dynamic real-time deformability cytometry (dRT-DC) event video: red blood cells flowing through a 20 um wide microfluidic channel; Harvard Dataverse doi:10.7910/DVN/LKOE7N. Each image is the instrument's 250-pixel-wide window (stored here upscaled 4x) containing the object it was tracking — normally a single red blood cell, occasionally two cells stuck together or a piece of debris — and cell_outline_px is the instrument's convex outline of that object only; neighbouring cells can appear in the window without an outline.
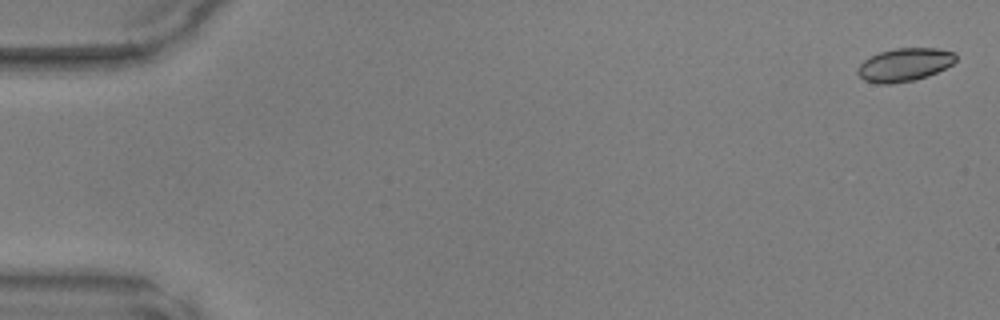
{"species": "common noctule bat (a hibernating species)", "species_latin": "Nyctalus noctula", "temperature_condition": "warm", "stored_images_in_passage": 48, "camera_frame_rate_fps": 3000, "um_per_image_px": 0.085, "animal": {"sex": "male", "body_mass_g": 17.9, "forearm_length_mm": 54.2}, "frame": {"image": 1, "passage_image": 2, "time_ms": 0.333, "image_size_px": [1000, 320], "cell_outline_px": [[956, 60], [952, 64], [928, 76], [916, 80], [892, 84], [876, 84], [864, 80], [856, 72], [856, 68], [864, 60], [880, 52], [896, 48], [936, 48], [956, 52]], "centroid_in_image_um": [76.87, 5.51], "position_along_channel_um": 8.1, "area_um2": 19.07}}
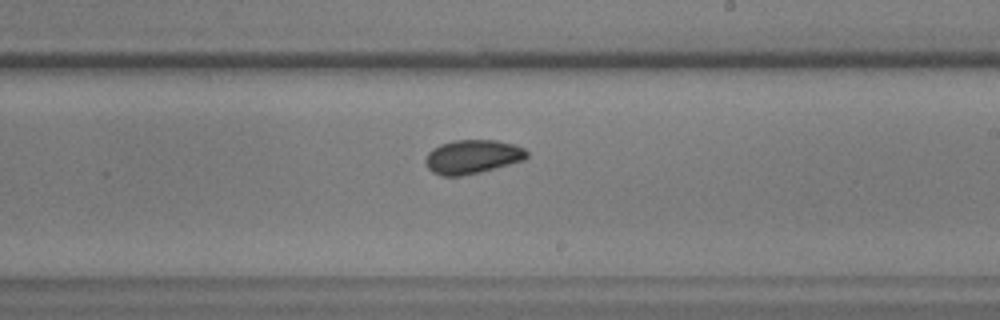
{"frame": {"image": 2, "passage_image": 30, "time_ms": 9.667, "image_size_px": [1000, 320], "cell_outline_px": [[528, 156], [524, 160], [480, 172], [460, 176], [444, 176], [432, 172], [428, 168], [424, 160], [428, 152], [432, 148], [440, 144], [452, 140], [496, 140], [512, 144], [524, 148], [528, 152]], "centroid_in_image_um": [40.13, 13.32], "position_along_channel_um": 248.9, "area_um2": 20.06}}
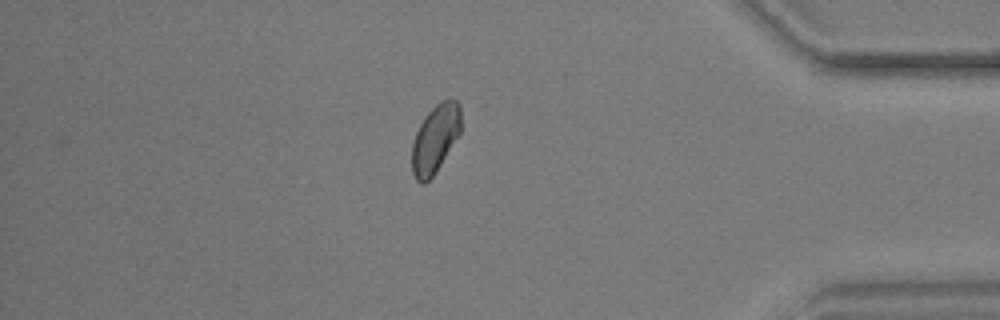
{"frame": {"image": 3, "passage_image": 43, "time_ms": 14.0, "image_size_px": [1000, 320], "cell_outline_px": [[460, 132], [436, 172], [424, 184], [416, 180], [412, 172], [412, 144], [416, 132], [424, 116], [440, 100], [456, 100], [460, 104]], "centroid_in_image_um": [36.97, 11.79], "position_along_channel_um": 398.2, "area_um2": 19.25}}